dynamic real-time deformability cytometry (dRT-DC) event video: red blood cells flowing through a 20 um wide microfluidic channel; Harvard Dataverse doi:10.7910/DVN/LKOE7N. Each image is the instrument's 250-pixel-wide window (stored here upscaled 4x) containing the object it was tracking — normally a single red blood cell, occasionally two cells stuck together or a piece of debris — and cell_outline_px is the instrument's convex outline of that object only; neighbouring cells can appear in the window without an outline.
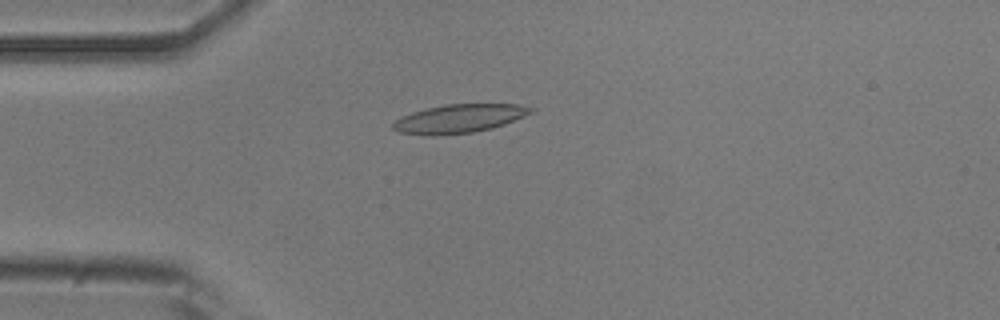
{"species": "common noctule bat (a hibernating species)", "species_latin": "Nyctalus noctula", "temperature_condition": "room temperature", "stored_images_in_passage": 54, "camera_frame_rate_fps": 3000, "um_per_image_px": 0.085, "animal": {"sex": "male", "body_mass_g": 20.5, "forearm_length_mm": 52.5}, "frame": {"image": 1, "passage_image": 14, "time_ms": 4.333, "image_size_px": [1000, 320], "cell_outline_px": [[536, 112], [504, 124], [492, 128], [472, 132], [440, 136], [432, 136], [400, 132], [392, 128], [392, 124], [400, 116], [412, 112], [444, 104], [520, 104], [536, 108]], "centroid_in_image_um": [39.07, 10.08], "position_along_channel_um": 45.9, "area_um2": 23.18}}
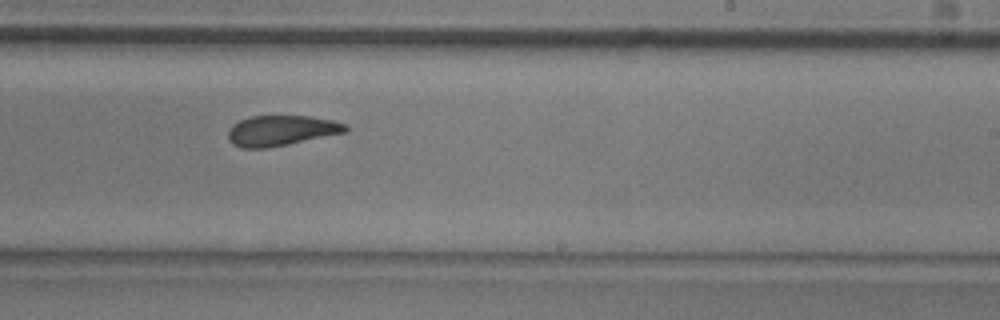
{"frame": {"image": 2, "passage_image": 33, "time_ms": 10.667, "image_size_px": [1000, 320], "cell_outline_px": [[348, 132], [288, 144], [264, 148], [244, 148], [232, 144], [228, 140], [228, 128], [232, 124], [240, 120], [252, 116], [308, 116], [332, 120], [348, 124]], "centroid_in_image_um": [23.91, 11.09], "position_along_channel_um": 265.1, "area_um2": 20.87}}
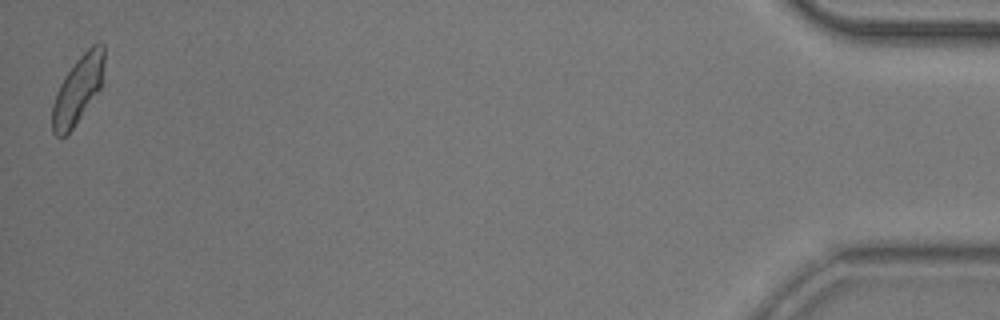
{"frame": {"image": 3, "passage_image": 54, "time_ms": 17.667, "image_size_px": [1000, 320], "cell_outline_px": [[104, 64], [100, 88], [72, 128], [60, 140], [52, 132], [52, 104], [56, 92], [64, 76], [76, 60], [96, 40], [100, 40], [104, 44]], "centroid_in_image_um": [6.61, 7.58], "position_along_channel_um": 428.6, "area_um2": 20.35}, "authors_computed_cell_mechanics": {"area_um2": 21.8484, "velocity_mm_per_s": 3.6809, "shape_relaxation_time_tau1_ms": 5.3382, "shape_relaxation_time_tau2_ms": 2.3166, "deformation_change_tau1": 0.1673, "deformation_change_tau2": 0.0966}}